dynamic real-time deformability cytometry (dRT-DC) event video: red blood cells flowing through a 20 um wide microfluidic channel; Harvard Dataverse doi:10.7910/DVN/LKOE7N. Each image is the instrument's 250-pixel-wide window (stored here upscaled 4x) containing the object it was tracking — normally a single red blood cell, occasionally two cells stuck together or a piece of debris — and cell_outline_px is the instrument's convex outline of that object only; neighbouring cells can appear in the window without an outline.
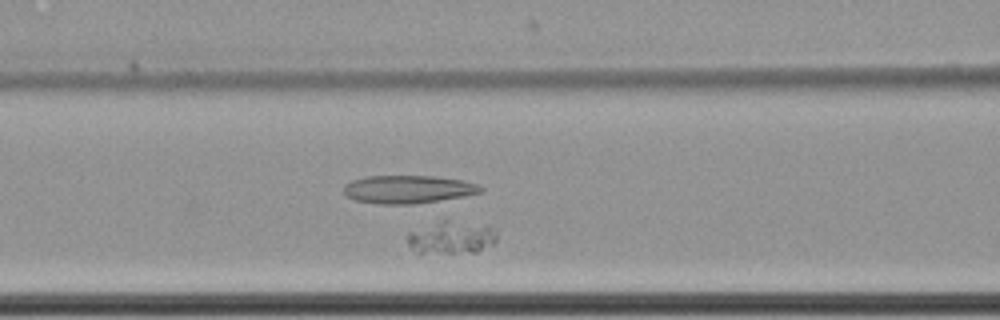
{"species": "common noctule bat (a hibernating species)", "species_latin": "Nyctalus noctula", "temperature_condition": "cold", "stored_images_in_passage": 48, "camera_frame_rate_fps": 3000, "um_per_image_px": 0.085, "animal": {"sex": "female", "body_mass_g": 22.7, "forearm_length_mm": 54.2}, "frame": {"image": 1, "passage_image": 20, "time_ms": 6.333, "image_size_px": [1000, 320], "cell_outline_px": [[496, 240], [492, 244], [476, 252], [416, 252], [408, 244], [408, 232], [444, 220], [448, 220], [488, 224], [496, 232]], "centroid_in_image_um": [38.42, 20.16], "position_along_channel_um": 128.2, "area_um2": 16.76}}
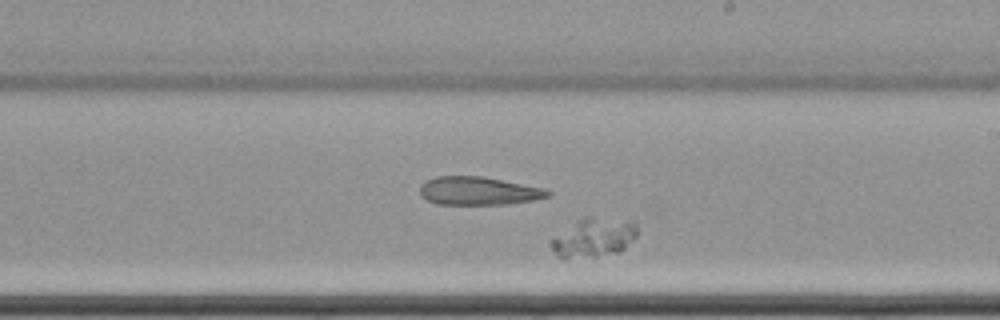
{"frame": {"image": 2, "passage_image": 30, "time_ms": 9.667, "image_size_px": [1000, 320], "cell_outline_px": [[636, 236], [620, 252], [596, 256], [560, 260], [556, 256], [548, 244], [548, 240], [576, 220], [584, 216], [588, 216], [636, 220]], "centroid_in_image_um": [50.4, 20.19], "position_along_channel_um": 238.6, "area_um2": 20.29}}
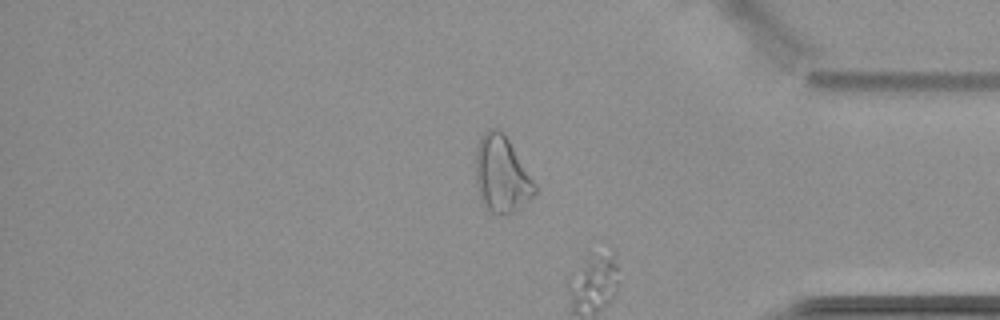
{"frame": {"image": 3, "passage_image": 44, "time_ms": 14.333, "image_size_px": [1000, 320], "cell_outline_px": [[536, 192], [516, 212], [496, 216], [488, 212], [484, 208], [480, 200], [476, 184], [476, 144], [480, 136], [488, 128], [496, 128], [508, 140], [536, 184]], "centroid_in_image_um": [42.6, 14.88], "position_along_channel_um": 392.6, "area_um2": 26.53}}